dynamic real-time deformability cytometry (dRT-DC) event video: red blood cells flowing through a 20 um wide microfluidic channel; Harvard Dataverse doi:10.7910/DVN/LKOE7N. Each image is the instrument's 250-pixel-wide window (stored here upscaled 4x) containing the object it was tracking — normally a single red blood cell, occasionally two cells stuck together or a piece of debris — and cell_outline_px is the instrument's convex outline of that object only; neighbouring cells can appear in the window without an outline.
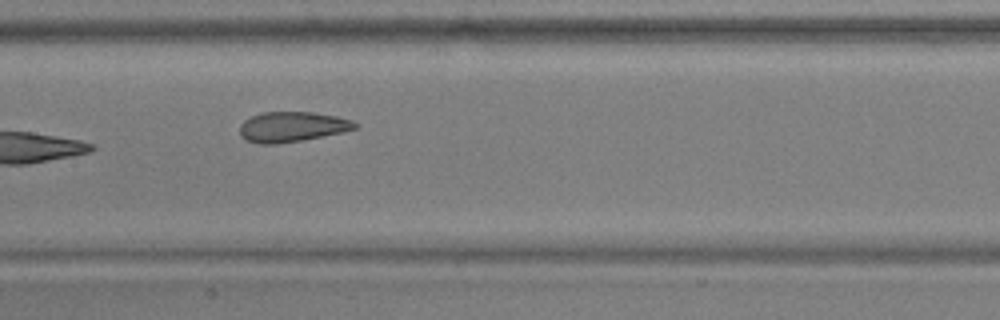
{"species": "common noctule bat (a hibernating species)", "species_latin": "Nyctalus noctula", "temperature_condition": "warm", "stored_images_in_passage": 8, "camera_frame_rate_fps": 3000, "um_per_image_px": 0.085, "animal": {"sex": "male", "body_mass_g": 17.9, "forearm_length_mm": 54.2}, "frame": {"image": 1, "passage_image": 7, "time_ms": 2.0, "image_size_px": [1000, 320], "cell_outline_px": [[360, 124], [356, 128], [344, 132], [300, 140], [276, 144], [260, 144], [244, 140], [240, 136], [240, 124], [244, 120], [260, 112], [312, 112], [336, 116], [352, 120]], "centroid_in_image_um": [24.81, 10.77], "position_along_channel_um": 182.6, "area_um2": 20.35}}